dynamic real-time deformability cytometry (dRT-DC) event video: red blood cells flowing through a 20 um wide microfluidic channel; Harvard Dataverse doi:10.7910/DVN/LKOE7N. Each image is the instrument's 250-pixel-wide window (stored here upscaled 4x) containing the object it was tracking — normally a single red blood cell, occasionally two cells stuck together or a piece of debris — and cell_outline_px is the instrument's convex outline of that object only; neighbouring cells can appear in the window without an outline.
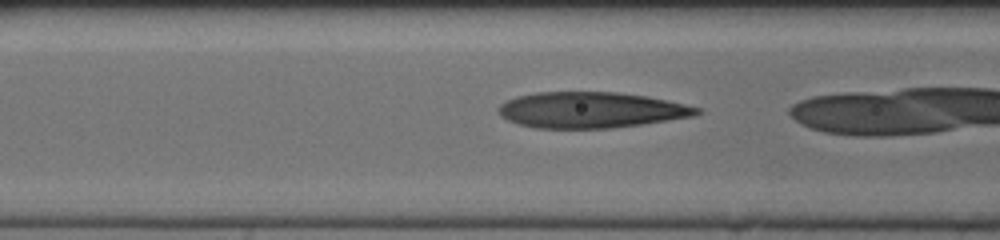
{"species": "human", "species_latin": "Homo sapiens", "temperature_condition": "cold", "stored_images_in_passage": 5, "camera_frame_rate_fps": 3000, "um_per_image_px": 0.085, "donor": {"sex": "female"}, "frame": {"image": 1, "passage_image": 3, "time_ms": 0.667, "image_size_px": [1000, 240], "cell_outline_px": [[700, 112], [692, 116], [640, 124], [612, 128], [536, 128], [520, 124], [508, 120], [500, 116], [496, 108], [500, 104], [516, 96], [536, 92], [616, 92], [648, 96], [668, 100], [700, 108]], "centroid_in_image_um": [50.18, 9.34], "position_along_channel_um": 116.4, "area_um2": 41.33}}